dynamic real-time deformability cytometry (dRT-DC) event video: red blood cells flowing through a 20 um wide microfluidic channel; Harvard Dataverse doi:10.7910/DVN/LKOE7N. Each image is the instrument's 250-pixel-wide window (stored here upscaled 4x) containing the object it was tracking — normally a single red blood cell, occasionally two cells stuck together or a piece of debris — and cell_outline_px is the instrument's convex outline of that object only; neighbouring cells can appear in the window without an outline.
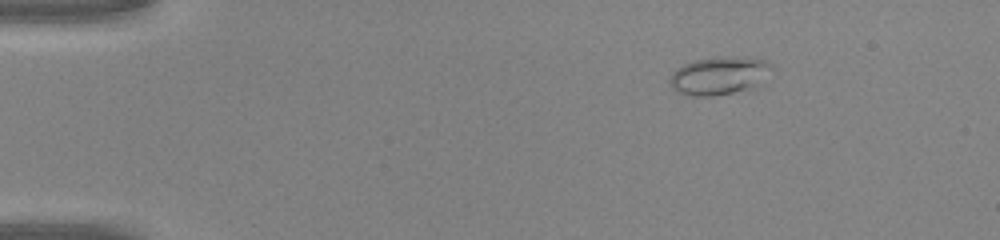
{"species": "common noctule bat (a hibernating species)", "species_latin": "Nyctalus noctula", "temperature_condition": "warm", "stored_images_in_passage": 40, "camera_frame_rate_fps": 3000, "um_per_image_px": 0.085, "animal": {"sex": "male", "body_mass_g": 20.0, "forearm_length_mm": 53.3}, "frame": {"image": 1, "passage_image": 1, "time_ms": 0.0, "image_size_px": [1000, 240], "cell_outline_px": [[772, 64], [756, 84], [732, 92], [712, 96], [684, 96], [672, 88], [668, 80], [672, 72], [684, 64], [696, 60], [720, 56], [732, 56], [764, 60]], "centroid_in_image_um": [60.98, 6.42], "position_along_channel_um": 24.0, "area_um2": 21.85}}
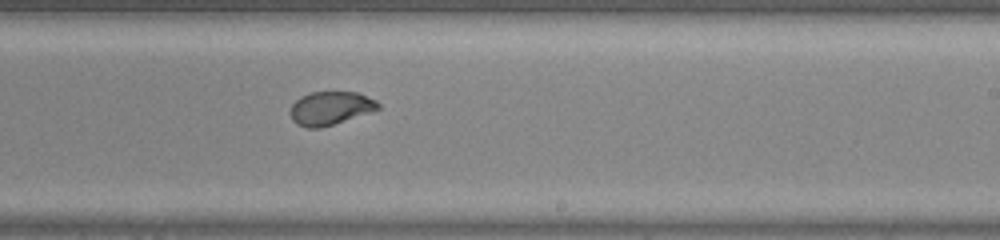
{"frame": {"image": 2, "passage_image": 23, "time_ms": 7.333, "image_size_px": [1000, 240], "cell_outline_px": [[380, 108], [320, 128], [308, 128], [296, 124], [292, 120], [288, 112], [292, 104], [300, 96], [312, 92], [356, 92], [376, 100], [380, 104]], "centroid_in_image_um": [28.02, 9.19], "position_along_channel_um": 261.0, "area_um2": 16.94}}
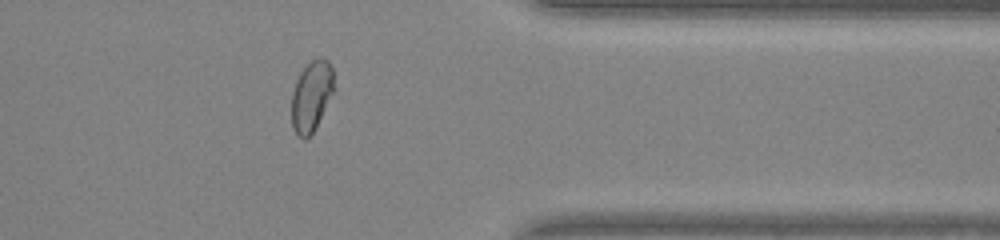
{"frame": {"image": 3, "passage_image": 32, "time_ms": 10.333, "image_size_px": [1000, 240], "cell_outline_px": [[336, 88], [312, 132], [304, 140], [292, 128], [292, 92], [296, 80], [300, 72], [312, 60], [320, 56], [328, 60], [332, 68]], "centroid_in_image_um": [26.49, 8.11], "position_along_channel_um": 384.9, "area_um2": 17.34}}